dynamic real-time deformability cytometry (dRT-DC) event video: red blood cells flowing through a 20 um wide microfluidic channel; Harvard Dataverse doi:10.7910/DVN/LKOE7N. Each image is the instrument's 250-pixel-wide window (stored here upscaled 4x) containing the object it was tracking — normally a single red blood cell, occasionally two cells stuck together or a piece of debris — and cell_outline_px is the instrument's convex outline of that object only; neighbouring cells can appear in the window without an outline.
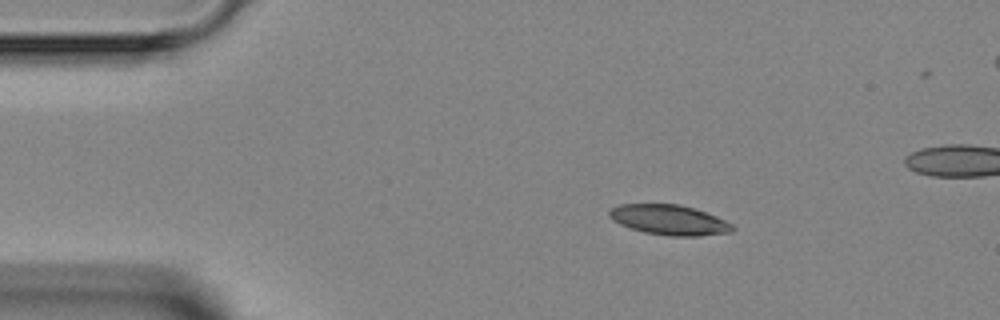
{"species": "Egyptian fruit bat (a non-hibernating species)", "species_latin": "Rousettus aegyptiacus", "temperature_condition": "room temperature", "stored_images_in_passage": 5, "camera_frame_rate_fps": 3000, "um_per_image_px": 0.085, "animal": {"sex": "female"}, "frame": {"image": 1, "passage_image": 2, "time_ms": 1.0, "image_size_px": [1000, 320], "cell_outline_px": [[736, 228], [732, 232], [700, 236], [672, 236], [644, 232], [620, 224], [612, 220], [608, 216], [608, 212], [612, 208], [620, 204], [680, 204], [696, 208], [716, 216], [732, 224]], "centroid_in_image_um": [56.9, 18.69], "position_along_channel_um": 28.1, "area_um2": 21.68}}
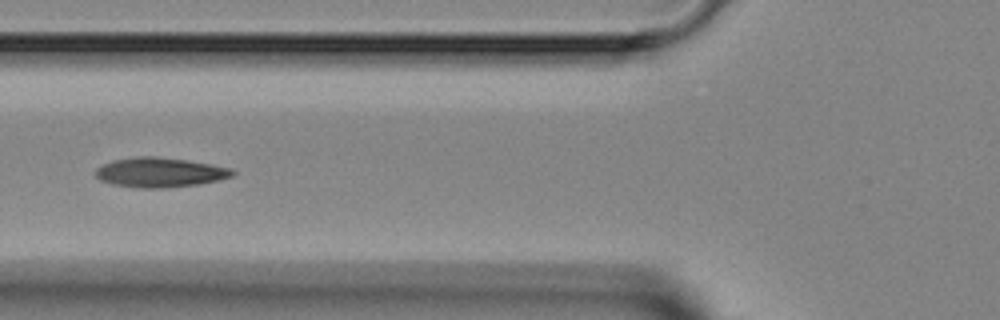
{"frame": {"image": 2, "passage_image": 5, "time_ms": 4.333, "image_size_px": [1000, 320], "cell_outline_px": [[236, 176], [220, 180], [200, 184], [164, 188], [140, 188], [112, 184], [100, 180], [96, 176], [96, 168], [100, 164], [112, 160], [136, 156], [156, 156], [212, 164], [232, 168], [236, 172]], "centroid_in_image_um": [13.61, 14.65], "position_along_channel_um": 112.2, "area_um2": 23.99}}